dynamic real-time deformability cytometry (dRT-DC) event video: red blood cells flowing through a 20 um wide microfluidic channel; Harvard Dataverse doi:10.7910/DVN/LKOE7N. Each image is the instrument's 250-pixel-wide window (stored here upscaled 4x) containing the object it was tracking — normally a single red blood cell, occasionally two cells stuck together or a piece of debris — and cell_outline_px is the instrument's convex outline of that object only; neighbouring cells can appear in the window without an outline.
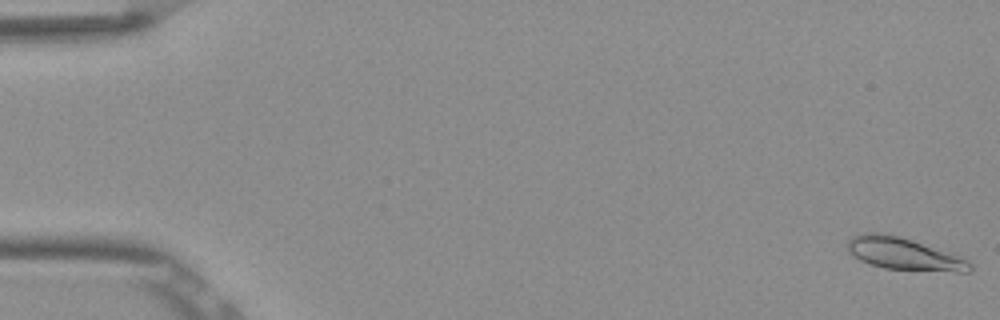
{"species": "Egyptian fruit bat (a non-hibernating species)", "species_latin": "Rousettus aegyptiacus", "temperature_condition": "room temperature", "stored_images_in_passage": 6, "camera_frame_rate_fps": 3000, "um_per_image_px": 0.085, "frame": {"image": 1, "passage_image": 1, "time_ms": 0.0, "image_size_px": [1000, 320], "cell_outline_px": [[972, 268], [968, 272], [956, 272], [884, 268], [868, 264], [860, 260], [848, 252], [848, 240], [852, 236], [864, 232], [876, 232], [896, 236], [912, 240], [960, 256], [968, 260], [972, 264]], "centroid_in_image_um": [76.82, 21.58], "position_along_channel_um": 8.2, "area_um2": 22.83}}
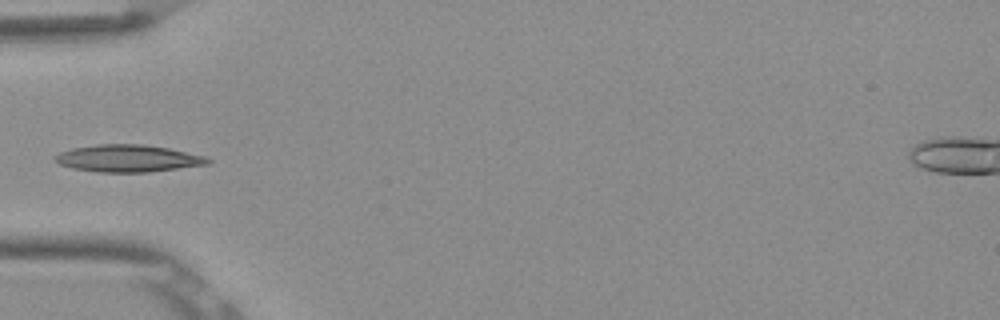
{"frame": {"image": 2, "passage_image": 6, "time_ms": 1.667, "image_size_px": [1000, 320], "cell_outline_px": [[212, 160], [208, 164], [148, 172], [96, 172], [72, 168], [60, 164], [52, 160], [52, 156], [60, 152], [72, 148], [100, 144], [140, 144], [168, 148], [204, 156]], "centroid_in_image_um": [10.82, 13.46], "position_along_channel_um": 74.2, "area_um2": 24.1}}